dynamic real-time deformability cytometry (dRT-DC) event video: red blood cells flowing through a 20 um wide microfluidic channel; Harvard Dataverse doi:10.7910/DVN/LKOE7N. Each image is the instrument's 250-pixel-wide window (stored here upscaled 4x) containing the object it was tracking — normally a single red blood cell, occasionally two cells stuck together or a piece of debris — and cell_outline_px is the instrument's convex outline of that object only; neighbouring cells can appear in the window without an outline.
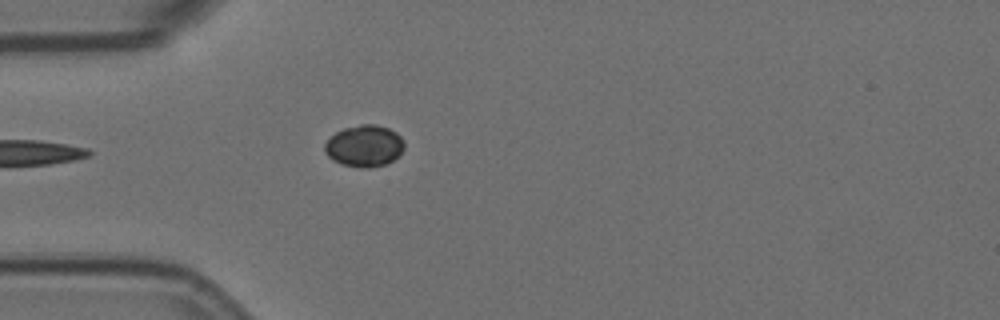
{"species": "Egyptian fruit bat (a non-hibernating species)", "species_latin": "Rousettus aegyptiacus", "temperature_condition": "room temperature", "stored_images_in_passage": 10, "camera_frame_rate_fps": 3000, "um_per_image_px": 0.085, "animal": {"sex": "female"}, "frame": {"image": 1, "passage_image": 1, "time_ms": 0.0, "image_size_px": [1000, 320], "cell_outline_px": [[404, 148], [392, 160], [384, 164], [368, 168], [360, 168], [340, 164], [332, 160], [324, 152], [324, 144], [336, 132], [344, 128], [360, 124], [376, 124], [388, 128], [396, 132], [404, 140]], "centroid_in_image_um": [30.95, 12.4], "position_along_channel_um": 54.1, "area_um2": 19.31}}
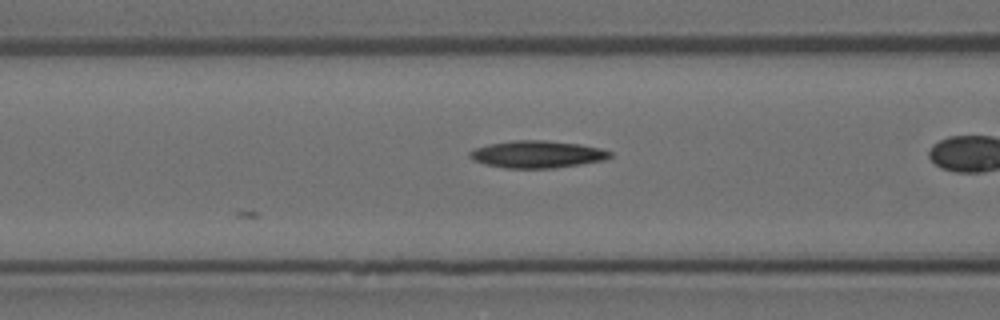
{"frame": {"image": 2, "passage_image": 4, "time_ms": 1.0, "image_size_px": [1000, 320], "cell_outline_px": [[612, 156], [604, 160], [556, 168], [504, 168], [484, 164], [472, 160], [468, 156], [468, 152], [476, 148], [488, 144], [512, 140], [544, 140], [580, 144], [600, 148], [612, 152]], "centroid_in_image_um": [45.63, 13.11], "position_along_channel_um": 121.0, "area_um2": 22.37}}
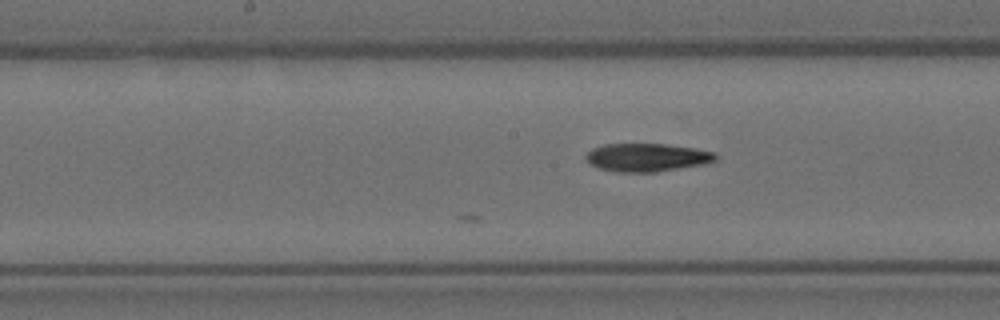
{"frame": {"image": 3, "passage_image": 10, "time_ms": 3.0, "image_size_px": [1000, 320], "cell_outline_px": [[716, 160], [704, 164], [656, 172], [612, 172], [600, 168], [592, 164], [584, 156], [592, 148], [604, 144], [664, 144], [696, 148], [716, 152]], "centroid_in_image_um": [55.0, 13.38], "position_along_channel_um": 193.2, "area_um2": 21.27}}